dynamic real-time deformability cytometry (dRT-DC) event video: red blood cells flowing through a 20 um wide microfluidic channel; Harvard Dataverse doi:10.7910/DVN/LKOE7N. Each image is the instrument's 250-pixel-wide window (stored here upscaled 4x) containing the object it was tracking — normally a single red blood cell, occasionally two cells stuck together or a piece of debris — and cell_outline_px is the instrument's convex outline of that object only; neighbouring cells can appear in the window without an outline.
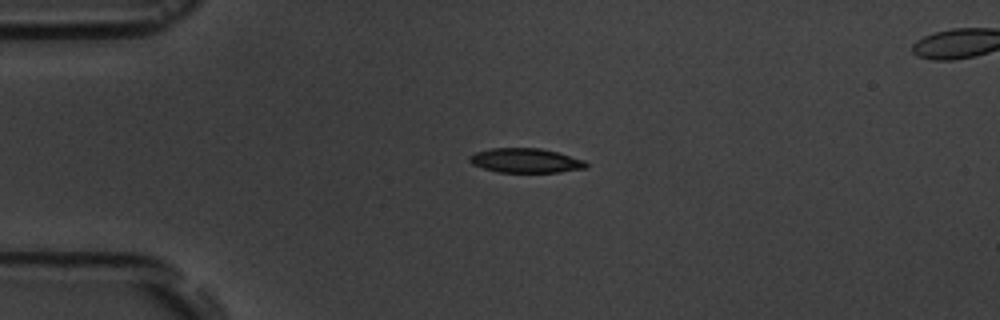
{"species": "common noctule bat (a hibernating species)", "species_latin": "Nyctalus noctula", "temperature_condition": "room temperature", "stored_images_in_passage": 3, "camera_frame_rate_fps": 3000, "um_per_image_px": 0.085, "animal": {"sex": "male", "body_mass_g": 19.5, "forearm_length_mm": 54.6}, "frame": {"image": 1, "passage_image": 1, "time_ms": 0.0, "image_size_px": [1000, 320], "cell_outline_px": [[588, 168], [560, 172], [500, 172], [484, 168], [472, 164], [468, 160], [468, 156], [476, 152], [492, 148], [540, 148], [556, 152], [584, 160], [588, 164]], "centroid_in_image_um": [44.68, 13.65], "position_along_channel_um": 40.3, "area_um2": 16.53}}
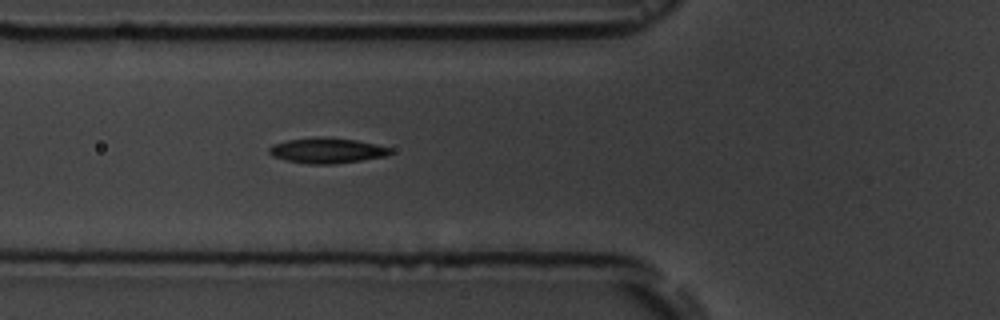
{"frame": {"image": 2, "passage_image": 3, "time_ms": 2.333, "image_size_px": [1000, 320], "cell_outline_px": [[392, 152], [388, 156], [332, 164], [308, 164], [284, 160], [272, 156], [268, 152], [268, 148], [272, 144], [288, 140], [356, 140], [376, 144], [392, 148]], "centroid_in_image_um": [27.8, 12.85], "position_along_channel_um": 98.0, "area_um2": 17.05}}